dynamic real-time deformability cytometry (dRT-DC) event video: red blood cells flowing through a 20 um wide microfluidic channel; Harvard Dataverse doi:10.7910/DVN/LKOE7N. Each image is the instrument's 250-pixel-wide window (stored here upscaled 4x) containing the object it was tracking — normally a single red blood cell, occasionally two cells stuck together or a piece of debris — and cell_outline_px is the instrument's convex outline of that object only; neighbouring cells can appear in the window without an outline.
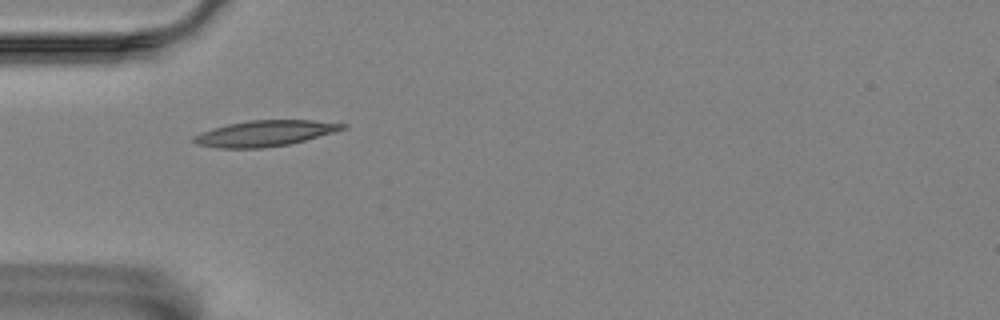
{"species": "Egyptian fruit bat (a non-hibernating species)", "species_latin": "Rousettus aegyptiacus", "temperature_condition": "room temperature", "stored_images_in_passage": 5, "camera_frame_rate_fps": 3000, "um_per_image_px": 0.085, "animal": {"sex": "female"}, "frame": {"image": 1, "passage_image": 1, "time_ms": 0.0, "image_size_px": [1000, 320], "cell_outline_px": [[348, 128], [304, 140], [288, 144], [264, 148], [220, 148], [196, 144], [192, 140], [192, 136], [200, 132], [212, 128], [228, 124], [248, 120], [312, 120], [348, 124]], "centroid_in_image_um": [22.49, 11.33], "position_along_channel_um": 62.5, "area_um2": 22.37}}
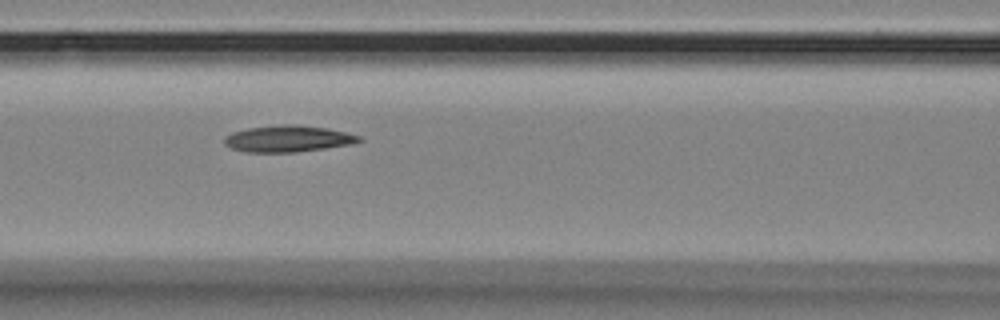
{"frame": {"image": 2, "passage_image": 3, "time_ms": 2.333, "image_size_px": [1000, 320], "cell_outline_px": [[364, 140], [352, 144], [296, 152], [244, 152], [232, 148], [224, 144], [224, 136], [232, 132], [248, 128], [276, 124], [296, 124], [328, 128], [360, 136]], "centroid_in_image_um": [24.46, 11.78], "position_along_channel_um": 142.1, "area_um2": 20.92}}
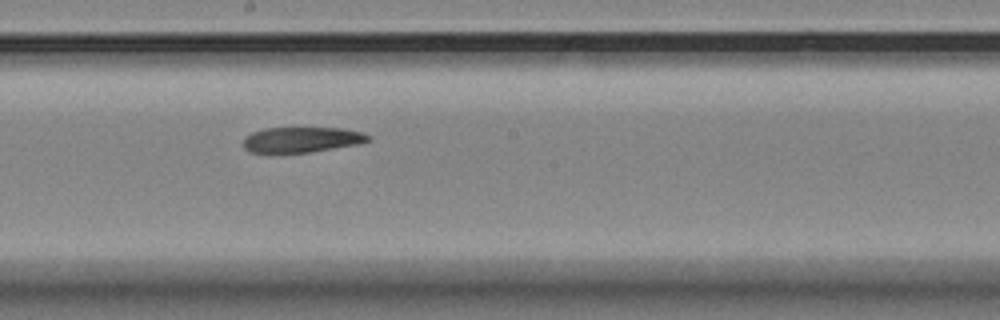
{"frame": {"image": 3, "passage_image": 5, "time_ms": 4.667, "image_size_px": [1000, 320], "cell_outline_px": [[372, 140], [360, 144], [308, 152], [248, 152], [244, 148], [244, 136], [252, 132], [264, 128], [344, 128], [360, 132], [372, 136]], "centroid_in_image_um": [25.67, 11.86], "position_along_channel_um": 222.5, "area_um2": 18.5}}